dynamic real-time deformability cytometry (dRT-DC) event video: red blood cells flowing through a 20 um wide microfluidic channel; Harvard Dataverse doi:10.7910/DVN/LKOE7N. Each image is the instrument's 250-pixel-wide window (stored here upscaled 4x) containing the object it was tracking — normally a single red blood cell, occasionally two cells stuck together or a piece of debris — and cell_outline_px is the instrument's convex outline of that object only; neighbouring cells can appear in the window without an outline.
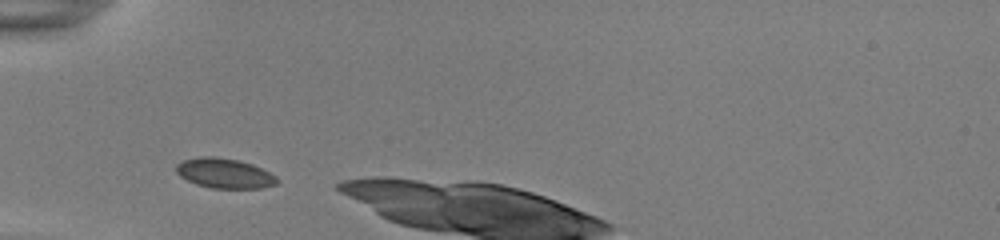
{"species": "common noctule bat (a hibernating species)", "species_latin": "Nyctalus noctula", "temperature_condition": "room temperature", "stored_images_in_passage": 4, "camera_frame_rate_fps": 3000, "um_per_image_px": 0.085, "animal": {"sex": "female", "body_mass_g": 22.0, "forearm_length_mm": 56.7}, "frame": {"image": 1, "passage_image": 1, "time_ms": 0.0, "image_size_px": [1000, 240], "cell_outline_px": [[280, 180], [276, 184], [260, 188], [212, 188], [196, 184], [180, 176], [176, 172], [176, 164], [184, 160], [200, 156], [212, 156], [240, 160], [252, 164], [276, 176]], "centroid_in_image_um": [19.08, 14.72], "position_along_channel_um": 65.9, "area_um2": 17.51}}